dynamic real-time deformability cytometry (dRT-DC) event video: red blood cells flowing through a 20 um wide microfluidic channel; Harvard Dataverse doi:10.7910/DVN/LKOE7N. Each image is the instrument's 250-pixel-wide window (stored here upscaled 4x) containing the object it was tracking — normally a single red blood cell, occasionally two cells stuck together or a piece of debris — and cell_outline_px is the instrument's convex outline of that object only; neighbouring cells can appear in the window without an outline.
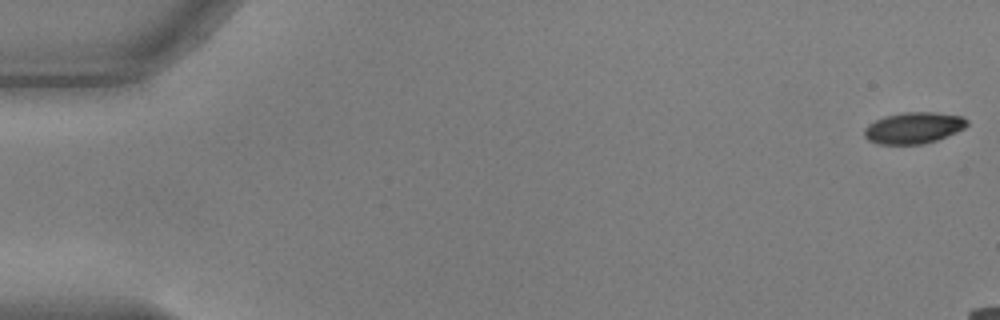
{"species": "common noctule bat (a hibernating species)", "species_latin": "Nyctalus noctula", "temperature_condition": "warm", "stored_images_in_passage": 46, "camera_frame_rate_fps": 3000, "um_per_image_px": 0.085, "animal": {"sex": "male", "body_mass_g": 17.9, "forearm_length_mm": 54.2}, "frame": {"image": 1, "passage_image": 1, "time_ms": 0.0, "image_size_px": [1000, 320], "cell_outline_px": [[968, 124], [964, 128], [956, 132], [936, 140], [920, 144], [880, 144], [868, 140], [864, 136], [864, 128], [868, 124], [884, 116], [904, 112], [936, 112], [964, 116], [968, 120]], "centroid_in_image_um": [77.66, 10.85], "position_along_channel_um": 7.3, "area_um2": 18.79}}
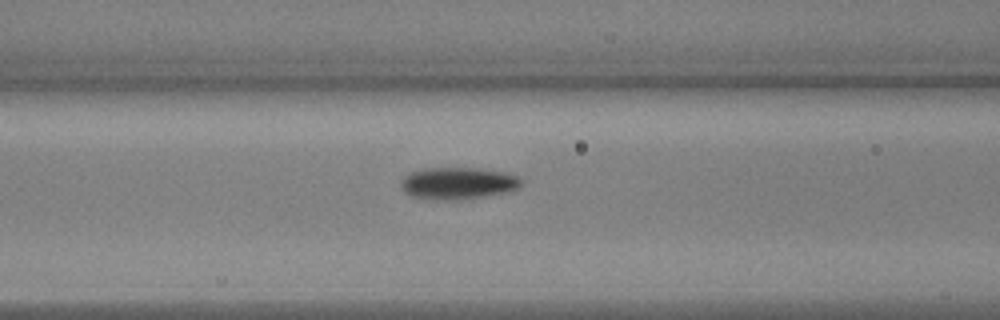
{"frame": {"image": 2, "passage_image": 23, "time_ms": 7.333, "image_size_px": [1000, 320], "cell_outline_px": [[524, 184], [508, 192], [484, 196], [456, 200], [424, 200], [412, 196], [404, 192], [400, 184], [400, 180], [404, 176], [412, 172], [424, 168], [480, 168], [504, 172], [516, 176], [524, 180]], "centroid_in_image_um": [38.91, 15.58], "position_along_channel_um": 127.7, "area_um2": 22.72}}
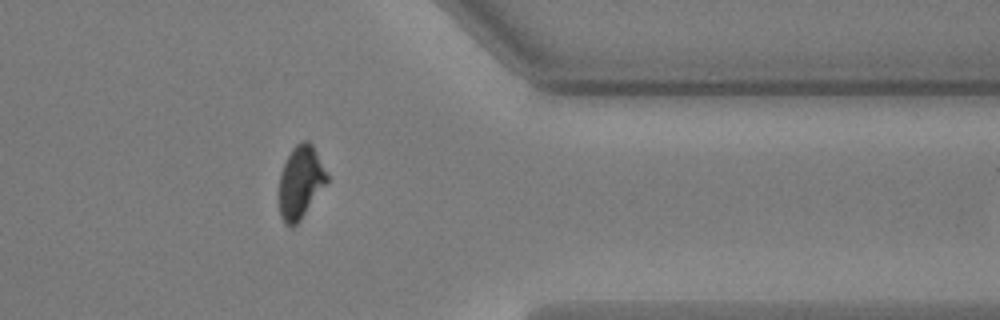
{"frame": {"image": 3, "passage_image": 45, "time_ms": 14.667, "image_size_px": [1000, 320], "cell_outline_px": [[328, 180], [300, 220], [292, 228], [284, 224], [280, 216], [280, 172], [292, 148], [296, 144], [304, 140], [308, 140], [312, 144], [328, 176]], "centroid_in_image_um": [25.53, 15.49], "position_along_channel_um": 385.9, "area_um2": 19.88}}